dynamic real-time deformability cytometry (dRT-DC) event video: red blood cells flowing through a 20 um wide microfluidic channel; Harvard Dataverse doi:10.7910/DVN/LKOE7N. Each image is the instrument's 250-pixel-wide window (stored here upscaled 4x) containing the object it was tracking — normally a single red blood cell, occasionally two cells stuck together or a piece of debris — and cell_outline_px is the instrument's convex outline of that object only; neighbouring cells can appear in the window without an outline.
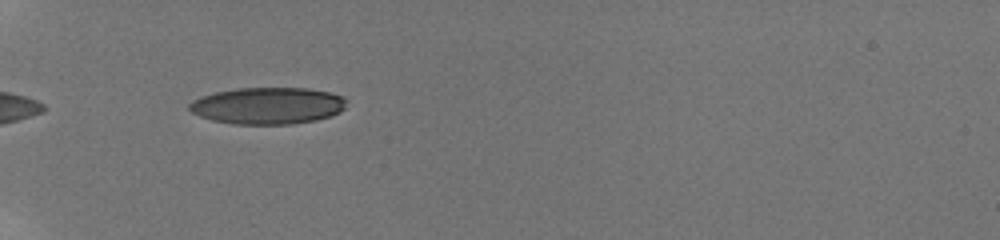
{"species": "human", "species_latin": "Homo sapiens", "temperature_condition": "room temperature", "stored_images_in_passage": 6, "camera_frame_rate_fps": 3000, "um_per_image_px": 0.085, "donor": {"sex": "male"}, "frame": {"image": 1, "passage_image": 2, "time_ms": 0.333, "image_size_px": [1000, 240], "cell_outline_px": [[348, 100], [344, 108], [340, 112], [332, 116], [316, 120], [292, 124], [232, 124], [212, 120], [200, 116], [192, 112], [188, 108], [188, 104], [192, 100], [200, 96], [216, 92], [236, 88], [308, 88], [328, 92], [344, 96]], "centroid_in_image_um": [22.77, 8.98], "position_along_channel_um": 62.2, "area_um2": 33.99}}
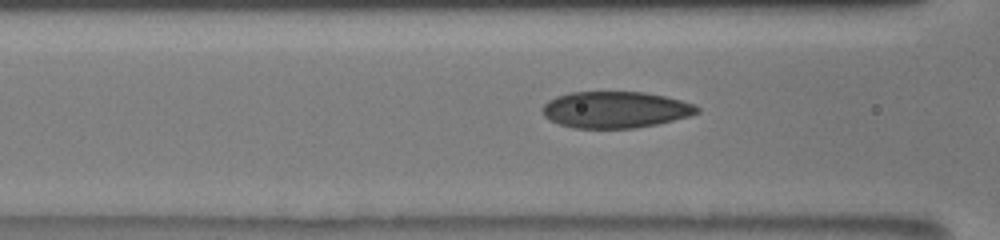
{"frame": {"image": 2, "passage_image": 4, "time_ms": 1.0, "image_size_px": [1000, 240], "cell_outline_px": [[700, 112], [688, 116], [656, 124], [636, 128], [572, 128], [548, 120], [544, 116], [540, 108], [548, 100], [556, 96], [572, 92], [644, 92], [664, 96], [696, 104], [700, 108]], "centroid_in_image_um": [52.27, 9.32], "position_along_channel_um": 114.3, "area_um2": 33.0}}